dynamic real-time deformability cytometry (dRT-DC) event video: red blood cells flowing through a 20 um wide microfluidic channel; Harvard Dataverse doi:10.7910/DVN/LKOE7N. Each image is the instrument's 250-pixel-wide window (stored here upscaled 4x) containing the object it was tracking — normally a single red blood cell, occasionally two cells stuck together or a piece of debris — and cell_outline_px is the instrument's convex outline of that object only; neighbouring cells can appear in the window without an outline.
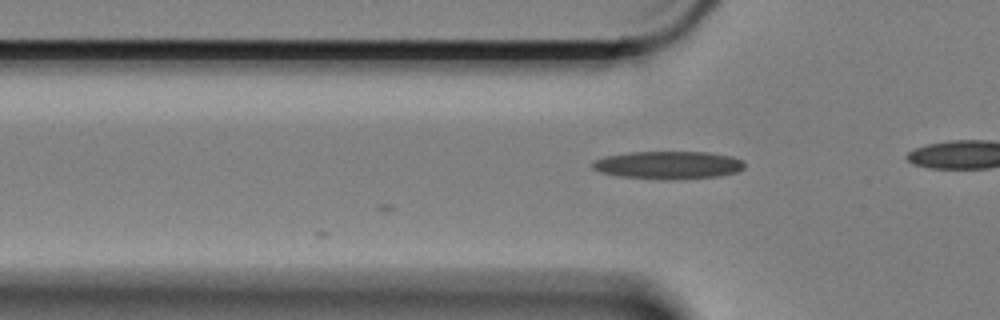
{"species": "Egyptian fruit bat (a non-hibernating species)", "species_latin": "Rousettus aegyptiacus", "temperature_condition": "cold", "stored_images_in_passage": 3, "camera_frame_rate_fps": 3000, "um_per_image_px": 0.085, "animal": {"sex": "female"}, "frame": {"image": 1, "passage_image": 3, "time_ms": 0.667, "image_size_px": [1000, 320], "cell_outline_px": [[744, 168], [736, 172], [720, 176], [664, 180], [620, 176], [600, 172], [592, 168], [592, 164], [596, 160], [604, 156], [628, 152], [712, 152], [732, 156], [744, 160]], "centroid_in_image_um": [56.83, 14.02], "position_along_channel_um": 69.0, "area_um2": 24.8}}